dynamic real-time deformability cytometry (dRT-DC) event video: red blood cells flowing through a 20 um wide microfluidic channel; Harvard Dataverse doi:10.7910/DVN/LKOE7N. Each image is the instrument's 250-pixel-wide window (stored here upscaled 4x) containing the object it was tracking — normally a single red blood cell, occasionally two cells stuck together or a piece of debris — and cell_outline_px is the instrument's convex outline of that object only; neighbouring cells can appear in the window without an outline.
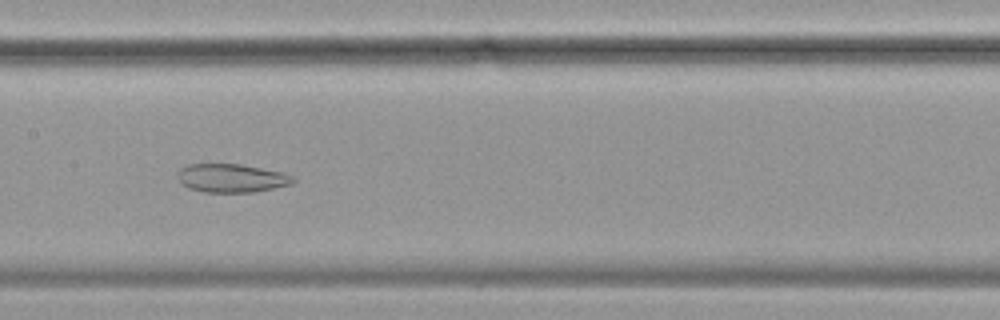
{"species": "common noctule bat (a hibernating species)", "species_latin": "Nyctalus noctula", "temperature_condition": "cold", "stored_images_in_passage": 57, "camera_frame_rate_fps": 3000, "um_per_image_px": 0.085, "animal": {"sex": "female", "body_mass_g": 19.9}, "frame": {"image": 1, "passage_image": 28, "time_ms": 9.0, "image_size_px": [1000, 320], "cell_outline_px": [[296, 180], [292, 184], [252, 192], [204, 192], [188, 188], [180, 184], [176, 176], [180, 168], [188, 164], [240, 164], [284, 172], [292, 176]], "centroid_in_image_um": [19.64, 15.13], "position_along_channel_um": 187.8, "area_um2": 19.31}}
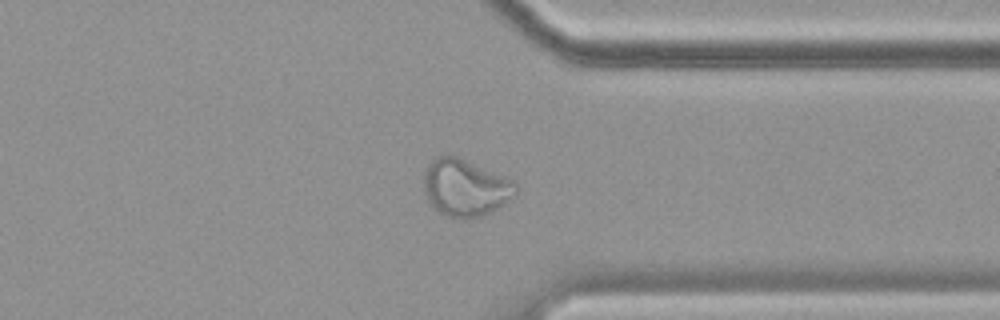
{"frame": {"image": 2, "passage_image": 44, "time_ms": 14.333, "image_size_px": [1000, 320], "cell_outline_px": [[516, 196], [492, 212], [480, 216], [448, 216], [440, 212], [428, 200], [424, 188], [424, 172], [428, 164], [436, 156], [456, 156], [504, 176], [512, 180], [516, 184]], "centroid_in_image_um": [39.57, 15.93], "position_along_channel_um": 371.8, "area_um2": 29.94}}
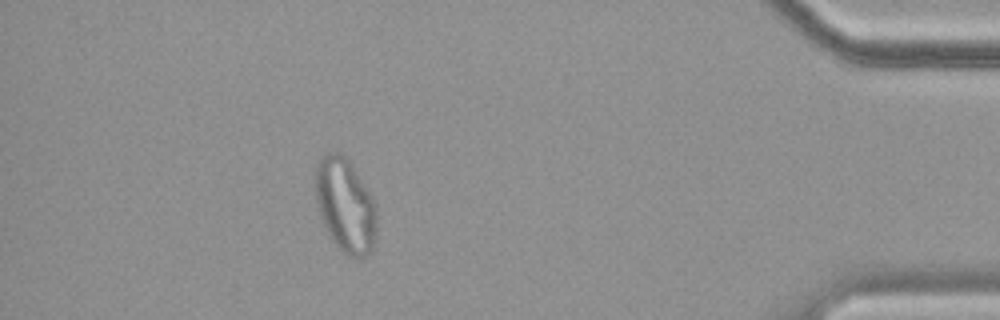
{"frame": {"image": 3, "passage_image": 51, "time_ms": 16.667, "image_size_px": [1000, 320], "cell_outline_px": [[376, 236], [372, 252], [360, 260], [348, 256], [340, 252], [332, 240], [320, 216], [316, 204], [316, 164], [320, 156], [324, 152], [340, 152], [352, 164], [372, 196], [376, 204]], "centroid_in_image_um": [29.36, 17.48], "position_along_channel_um": 405.8, "area_um2": 34.22}}